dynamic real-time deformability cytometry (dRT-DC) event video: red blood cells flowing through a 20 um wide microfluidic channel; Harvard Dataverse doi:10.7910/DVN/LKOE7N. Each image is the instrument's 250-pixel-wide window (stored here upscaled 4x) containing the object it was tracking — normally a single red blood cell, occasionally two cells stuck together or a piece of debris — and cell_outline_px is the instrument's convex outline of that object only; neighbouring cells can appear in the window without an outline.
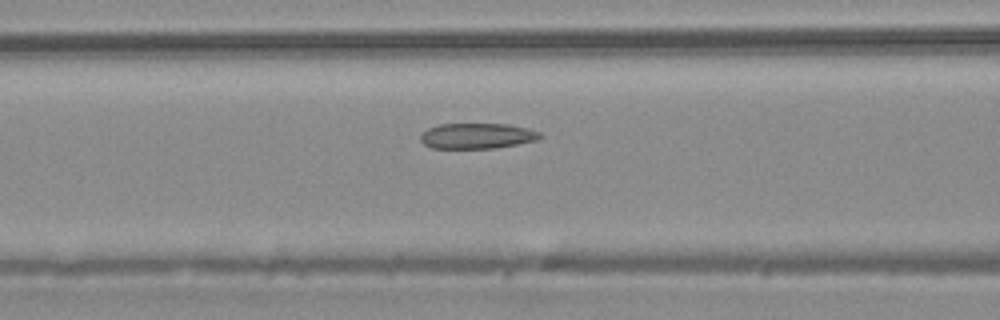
{"species": "common noctule bat (a hibernating species)", "species_latin": "Nyctalus noctula", "temperature_condition": "warm", "stored_images_in_passage": 47, "camera_frame_rate_fps": 3000, "um_per_image_px": 0.085, "animal": {"sex": "male", "body_mass_g": 20.4}, "frame": {"image": 1, "passage_image": 19, "time_ms": 6.0, "image_size_px": [1000, 320], "cell_outline_px": [[544, 136], [536, 140], [496, 148], [432, 148], [424, 144], [420, 140], [420, 136], [428, 128], [440, 124], [508, 124], [528, 128], [540, 132]], "centroid_in_image_um": [40.57, 11.55], "position_along_channel_um": 126.0, "area_um2": 17.74}}
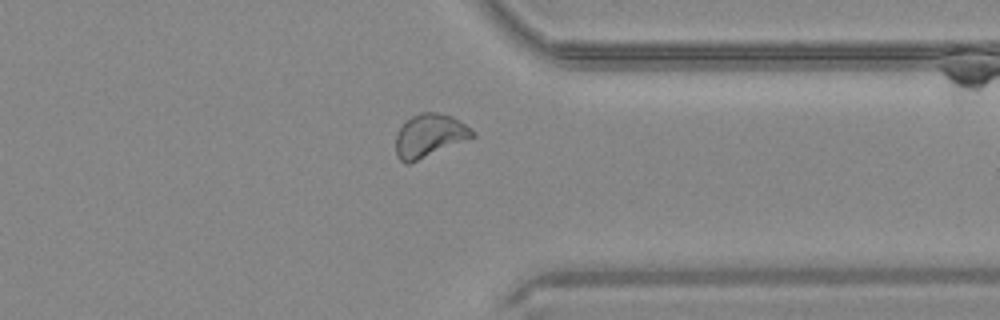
{"frame": {"image": 2, "passage_image": 37, "time_ms": 12.0, "image_size_px": [1000, 320], "cell_outline_px": [[476, 136], [408, 164], [404, 164], [396, 156], [396, 136], [400, 128], [412, 116], [420, 112], [436, 112], [452, 116], [460, 120], [476, 132]], "centroid_in_image_um": [36.52, 11.52], "position_along_channel_um": 374.9, "area_um2": 19.19}}
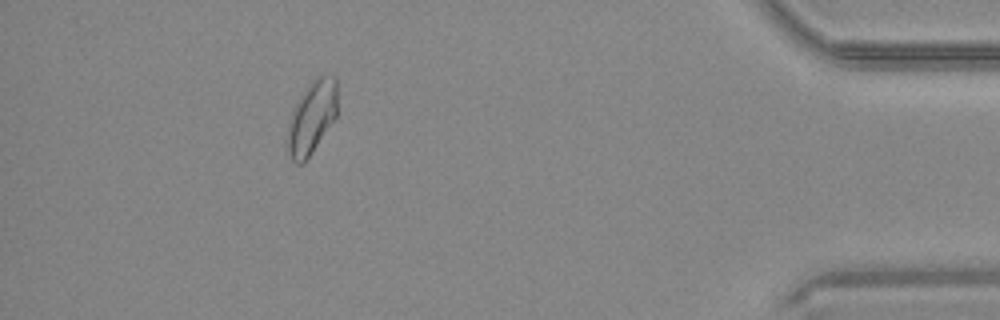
{"frame": {"image": 3, "passage_image": 43, "time_ms": 14.0, "image_size_px": [1000, 320], "cell_outline_px": [[336, 116], [304, 164], [296, 164], [292, 160], [288, 152], [284, 140], [292, 108], [296, 100], [308, 84], [316, 76], [336, 76]], "centroid_in_image_um": [26.43, 10.01], "position_along_channel_um": 408.8, "area_um2": 21.5}, "authors_computed_cell_mechanics": {"area_um2": 19.3052, "velocity_mm_per_s": 4.1913, "shape_relaxation_time_tau1_ms": null, "shape_relaxation_time_tau2_ms": 2.2721, "deformation_change_tau1": null, "deformation_change_tau2": 0.074}}